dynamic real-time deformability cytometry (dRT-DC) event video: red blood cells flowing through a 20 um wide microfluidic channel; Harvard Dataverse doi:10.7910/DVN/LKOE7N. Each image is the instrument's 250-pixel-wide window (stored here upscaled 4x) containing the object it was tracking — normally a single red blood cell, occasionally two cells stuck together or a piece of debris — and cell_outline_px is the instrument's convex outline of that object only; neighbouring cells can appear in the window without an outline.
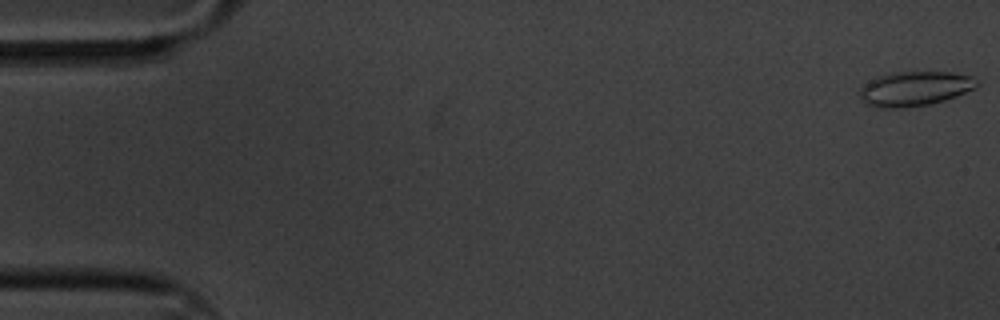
{"species": "common noctule bat (a hibernating species)", "species_latin": "Nyctalus noctula", "temperature_condition": "cold", "stored_images_in_passage": 5, "camera_frame_rate_fps": 3000, "um_per_image_px": 0.085, "animal": {"sex": "male", "body_mass_g": 20.1, "forearm_length_mm": 53.5}, "frame": {"image": 1, "passage_image": 1, "time_ms": 0.0, "image_size_px": [1000, 320], "cell_outline_px": [[980, 84], [956, 96], [944, 100], [928, 104], [900, 108], [880, 108], [868, 104], [860, 100], [860, 88], [864, 84], [876, 76], [892, 72], [948, 72], [972, 76]], "centroid_in_image_um": [77.7, 7.53], "position_along_channel_um": 7.3, "area_um2": 23.47}}
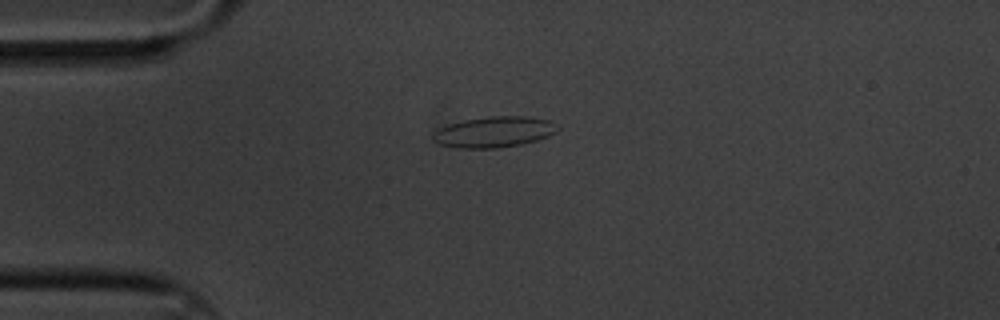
{"frame": {"image": 2, "passage_image": 5, "time_ms": 1.333, "image_size_px": [1000, 320], "cell_outline_px": [[560, 128], [556, 132], [548, 136], [536, 140], [520, 144], [496, 148], [456, 148], [436, 144], [432, 140], [432, 132], [448, 124], [464, 120], [488, 116], [528, 116], [548, 120]], "centroid_in_image_um": [41.94, 11.22], "position_along_channel_um": 43.1, "area_um2": 22.48}}